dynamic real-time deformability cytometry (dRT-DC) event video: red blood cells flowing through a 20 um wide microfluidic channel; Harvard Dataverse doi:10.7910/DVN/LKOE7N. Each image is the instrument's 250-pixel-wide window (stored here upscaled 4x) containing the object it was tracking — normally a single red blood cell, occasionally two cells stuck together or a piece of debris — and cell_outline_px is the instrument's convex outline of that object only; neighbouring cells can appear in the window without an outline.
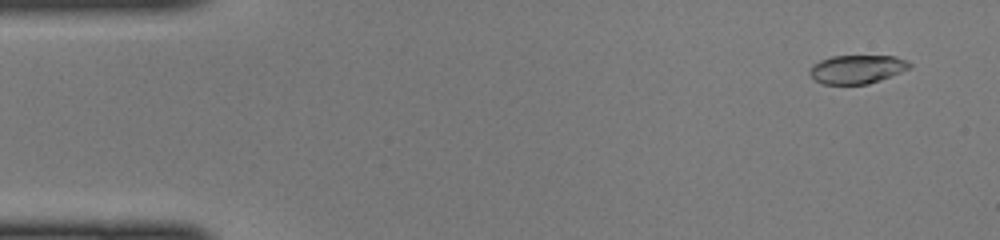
{"species": "common noctule bat (a hibernating species)", "species_latin": "Nyctalus noctula", "temperature_condition": "cold", "stored_images_in_passage": 47, "camera_frame_rate_fps": 3000, "um_per_image_px": 0.085, "animal": {"sex": "female", "body_mass_g": 22.0, "forearm_length_mm": 56.7}, "frame": {"image": 1, "passage_image": 3, "time_ms": 0.667, "image_size_px": [1000, 240], "cell_outline_px": [[912, 64], [908, 68], [900, 72], [880, 80], [868, 84], [820, 84], [808, 72], [812, 64], [820, 60], [832, 56], [896, 56], [908, 60]], "centroid_in_image_um": [72.83, 5.88], "position_along_channel_um": 12.2, "area_um2": 16.65}}
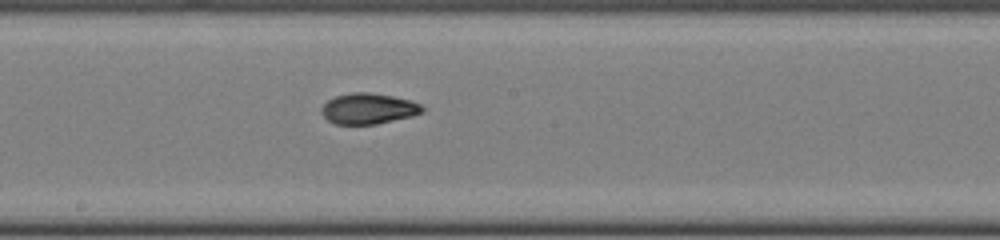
{"frame": {"image": 2, "passage_image": 25, "time_ms": 8.0, "image_size_px": [1000, 240], "cell_outline_px": [[424, 112], [412, 116], [376, 124], [336, 124], [328, 120], [320, 112], [320, 108], [328, 100], [336, 96], [352, 92], [372, 92], [412, 100], [420, 104], [424, 108]], "centroid_in_image_um": [31.32, 9.22], "position_along_channel_um": 216.9, "area_um2": 18.15}}
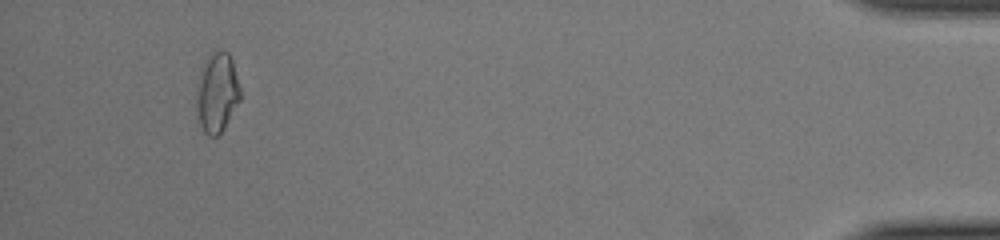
{"frame": {"image": 3, "passage_image": 44, "time_ms": 14.333, "image_size_px": [1000, 240], "cell_outline_px": [[240, 100], [220, 132], [216, 136], [208, 136], [196, 124], [196, 88], [200, 68], [212, 48], [220, 48], [228, 52], [232, 60], [240, 88]], "centroid_in_image_um": [18.39, 7.82], "position_along_channel_um": 416.8, "area_um2": 20.92}}